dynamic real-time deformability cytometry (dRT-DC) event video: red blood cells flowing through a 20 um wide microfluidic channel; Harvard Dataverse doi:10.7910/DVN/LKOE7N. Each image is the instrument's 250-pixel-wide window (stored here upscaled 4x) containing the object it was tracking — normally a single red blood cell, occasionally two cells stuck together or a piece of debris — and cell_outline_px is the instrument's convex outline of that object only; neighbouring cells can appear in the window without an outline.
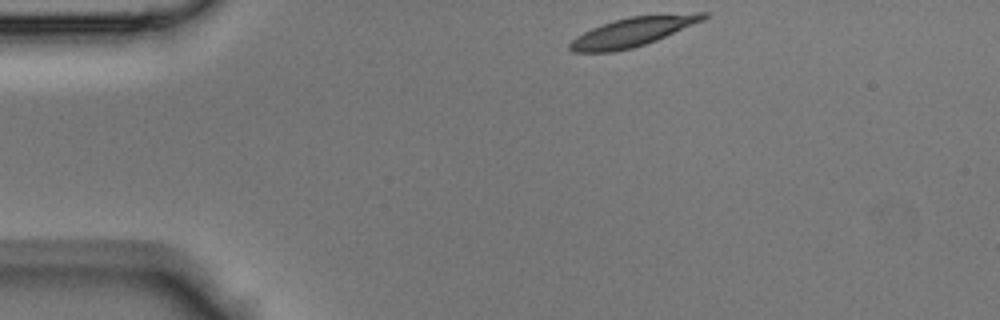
{"species": "Egyptian fruit bat (a non-hibernating species)", "species_latin": "Rousettus aegyptiacus", "temperature_condition": "room temperature", "stored_images_in_passage": 36, "camera_frame_rate_fps": 3000, "um_per_image_px": 0.085, "animal": {"sex": "male"}, "frame": {"image": 1, "passage_image": 1, "time_ms": 0.0, "image_size_px": [1000, 320], "cell_outline_px": [[708, 16], [704, 20], [656, 40], [632, 48], [612, 52], [572, 52], [568, 48], [568, 44], [576, 36], [592, 28], [628, 16], [696, 12], [708, 12]], "centroid_in_image_um": [53.8, 2.7], "position_along_channel_um": 31.2, "area_um2": 22.6}}
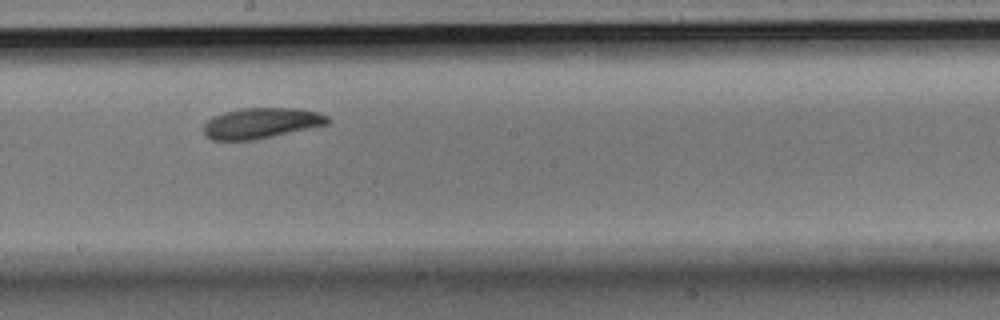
{"frame": {"image": 2, "passage_image": 17, "time_ms": 5.333, "image_size_px": [1000, 320], "cell_outline_px": [[332, 120], [328, 124], [272, 136], [252, 140], [212, 140], [204, 136], [204, 124], [212, 116], [224, 112], [240, 108], [300, 108], [316, 112], [328, 116]], "centroid_in_image_um": [22.18, 10.46], "position_along_channel_um": 226.0, "area_um2": 22.14}}
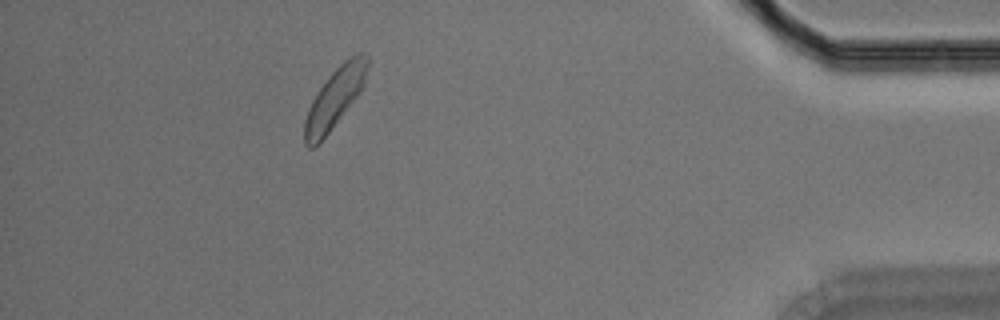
{"frame": {"image": 3, "passage_image": 32, "time_ms": 10.333, "image_size_px": [1000, 320], "cell_outline_px": [[368, 68], [364, 84], [360, 92], [328, 132], [312, 148], [308, 148], [304, 144], [304, 120], [308, 108], [316, 92], [328, 76], [344, 60], [356, 52], [364, 52], [368, 56]], "centroid_in_image_um": [28.45, 8.28], "position_along_channel_um": 406.7, "area_um2": 21.68}}